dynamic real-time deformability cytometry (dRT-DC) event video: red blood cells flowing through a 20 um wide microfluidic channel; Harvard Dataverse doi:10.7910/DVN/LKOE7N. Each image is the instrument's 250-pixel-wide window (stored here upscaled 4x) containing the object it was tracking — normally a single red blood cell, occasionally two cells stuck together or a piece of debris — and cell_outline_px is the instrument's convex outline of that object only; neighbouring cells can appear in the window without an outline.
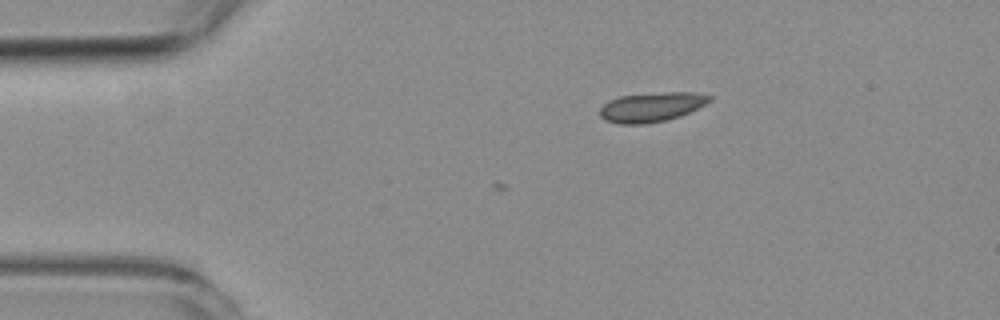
{"species": "common noctule bat (a hibernating species)", "species_latin": "Nyctalus noctula", "temperature_condition": "room temperature", "stored_images_in_passage": 6, "camera_frame_rate_fps": 3000, "um_per_image_px": 0.085, "animal": {"sex": "female", "body_mass_g": 19.3, "forearm_length_mm": 54.1}, "frame": {"image": 1, "passage_image": 1, "time_ms": 0.0, "image_size_px": [1000, 320], "cell_outline_px": [[712, 100], [680, 116], [668, 120], [644, 124], [620, 124], [604, 120], [600, 116], [600, 108], [608, 100], [620, 96], [664, 92], [696, 92], [712, 96]], "centroid_in_image_um": [55.36, 9.1], "position_along_channel_um": 29.6, "area_um2": 18.84}}